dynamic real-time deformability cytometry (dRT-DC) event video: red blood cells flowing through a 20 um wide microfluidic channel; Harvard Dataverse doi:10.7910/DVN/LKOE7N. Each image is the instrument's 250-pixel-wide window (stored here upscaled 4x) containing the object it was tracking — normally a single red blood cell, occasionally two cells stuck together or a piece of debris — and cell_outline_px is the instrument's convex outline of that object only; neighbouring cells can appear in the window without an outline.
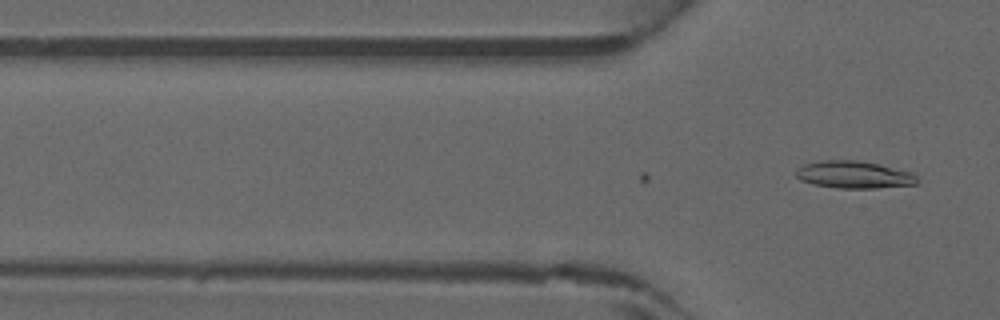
{"species": "common noctule bat (a hibernating species)", "species_latin": "Nyctalus noctula", "temperature_condition": "warm", "stored_images_in_passage": 2, "camera_frame_rate_fps": 3000, "um_per_image_px": 0.085, "animal": {"sex": "male", "forearm_length_mm": 52.5}, "frame": {"image": 1, "passage_image": 2, "time_ms": 0.333, "image_size_px": [1000, 320], "cell_outline_px": [[916, 184], [876, 188], [836, 188], [812, 184], [800, 180], [796, 176], [796, 168], [804, 164], [820, 160], [856, 160], [880, 164], [912, 172], [916, 176]], "centroid_in_image_um": [72.55, 14.84], "position_along_channel_um": 53.3, "area_um2": 19.36}}